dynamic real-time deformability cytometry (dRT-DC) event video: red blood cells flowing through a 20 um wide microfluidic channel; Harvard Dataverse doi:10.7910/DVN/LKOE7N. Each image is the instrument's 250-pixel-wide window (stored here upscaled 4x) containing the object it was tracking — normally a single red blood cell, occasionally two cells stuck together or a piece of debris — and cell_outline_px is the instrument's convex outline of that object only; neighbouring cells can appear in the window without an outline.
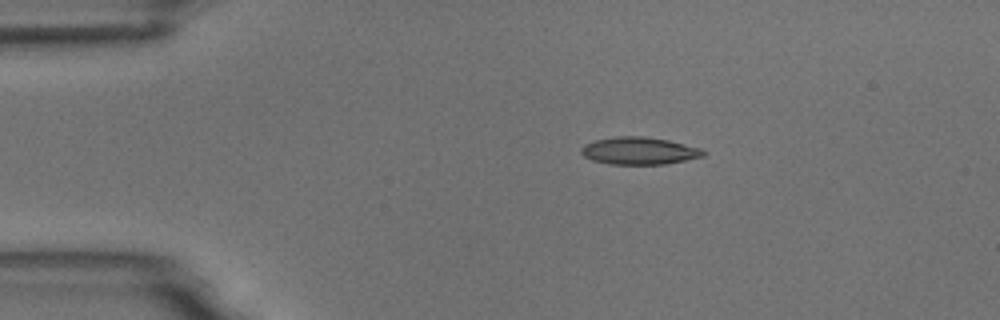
{"species": "common noctule bat (a hibernating species)", "species_latin": "Nyctalus noctula", "temperature_condition": "room temperature", "stored_images_in_passage": 3, "camera_frame_rate_fps": 3000, "um_per_image_px": 0.085, "animal": {"sex": "male", "body_mass_g": 18.8}, "frame": {"image": 1, "passage_image": 1, "time_ms": 0.0, "image_size_px": [1000, 320], "cell_outline_px": [[708, 152], [704, 156], [664, 164], [608, 164], [592, 160], [584, 156], [580, 152], [580, 148], [584, 144], [596, 140], [616, 136], [644, 136], [668, 140], [700, 148]], "centroid_in_image_um": [54.31, 12.81], "position_along_channel_um": 30.7, "area_um2": 19.48}}
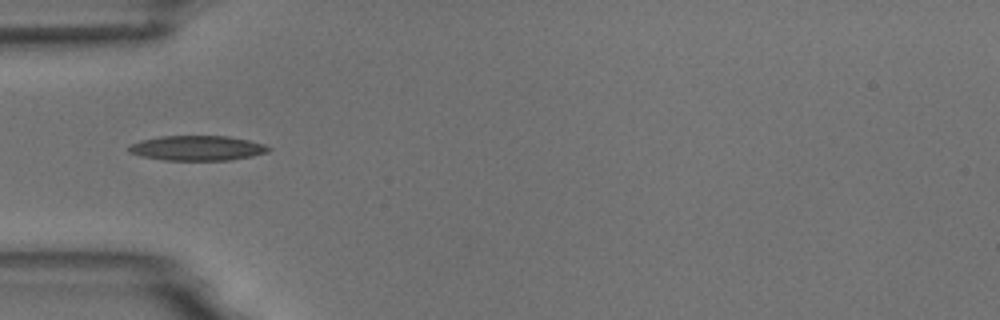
{"frame": {"image": 2, "passage_image": 3, "time_ms": 2.333, "image_size_px": [1000, 320], "cell_outline_px": [[272, 148], [268, 152], [252, 156], [232, 160], [164, 160], [140, 156], [128, 152], [124, 148], [128, 144], [140, 140], [160, 136], [228, 136], [248, 140], [264, 144]], "centroid_in_image_um": [16.7, 12.59], "position_along_channel_um": 68.3, "area_um2": 20.58}}